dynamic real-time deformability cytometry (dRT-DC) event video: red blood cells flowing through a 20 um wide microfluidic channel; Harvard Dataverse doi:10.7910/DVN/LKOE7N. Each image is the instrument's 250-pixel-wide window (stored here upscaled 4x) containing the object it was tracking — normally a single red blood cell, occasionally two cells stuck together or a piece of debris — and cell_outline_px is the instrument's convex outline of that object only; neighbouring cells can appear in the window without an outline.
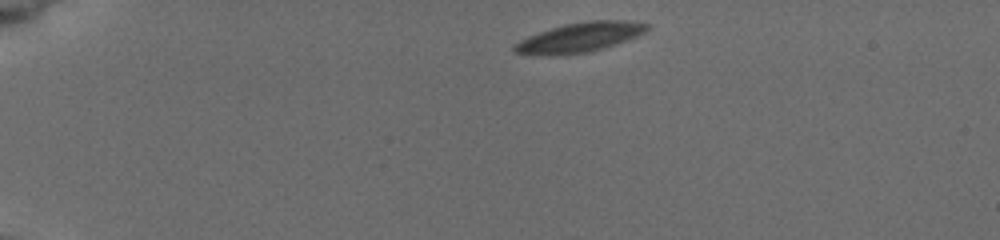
{"species": "common noctule bat (a hibernating species)", "species_latin": "Nyctalus noctula", "temperature_condition": "cold", "stored_images_in_passage": 13, "camera_frame_rate_fps": 3000, "um_per_image_px": 0.085, "animal": {"sex": "female", "body_mass_g": 19.5, "forearm_length_mm": 54.1}, "frame": {"image": 1, "passage_image": 1, "time_ms": 0.0, "image_size_px": [1000, 240], "cell_outline_px": [[648, 28], [644, 32], [636, 36], [588, 52], [548, 56], [516, 52], [512, 48], [520, 40], [528, 36], [564, 24], [588, 20], [620, 20], [648, 24]], "centroid_in_image_um": [49.23, 3.17], "position_along_channel_um": 35.8, "area_um2": 22.2}}
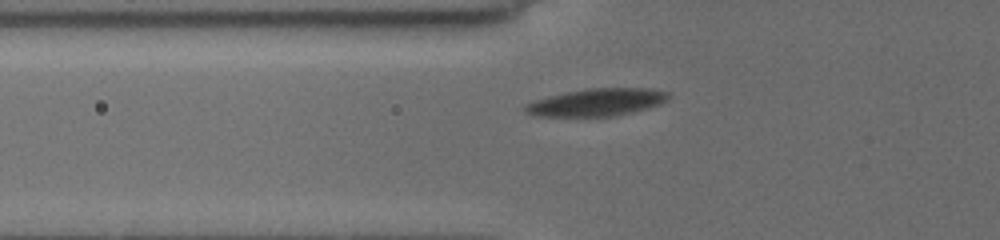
{"frame": {"image": 2, "passage_image": 10, "time_ms": 3.0, "image_size_px": [1000, 240], "cell_outline_px": [[672, 96], [668, 100], [660, 104], [632, 112], [616, 116], [536, 116], [524, 112], [524, 104], [532, 100], [564, 92], [584, 88], [648, 88], [668, 92]], "centroid_in_image_um": [50.7, 8.68], "position_along_channel_um": 75.1, "area_um2": 23.18}}
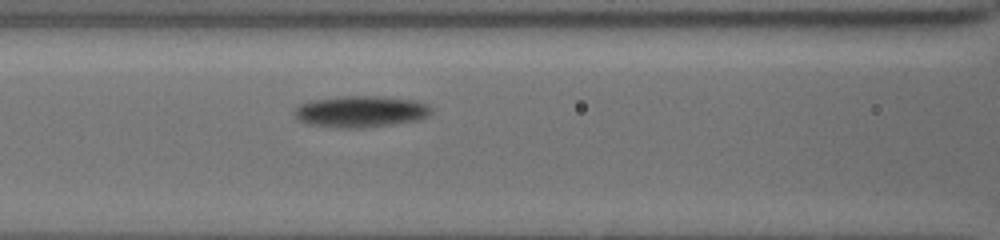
{"frame": {"image": 3, "passage_image": 13, "time_ms": 4.667, "image_size_px": [1000, 240], "cell_outline_px": [[432, 112], [428, 116], [416, 120], [392, 124], [360, 128], [340, 128], [308, 124], [296, 120], [292, 112], [300, 104], [308, 100], [340, 96], [384, 96], [416, 100], [428, 104], [432, 108]], "centroid_in_image_um": [30.62, 9.47], "position_along_channel_um": 136.0, "area_um2": 25.49}}